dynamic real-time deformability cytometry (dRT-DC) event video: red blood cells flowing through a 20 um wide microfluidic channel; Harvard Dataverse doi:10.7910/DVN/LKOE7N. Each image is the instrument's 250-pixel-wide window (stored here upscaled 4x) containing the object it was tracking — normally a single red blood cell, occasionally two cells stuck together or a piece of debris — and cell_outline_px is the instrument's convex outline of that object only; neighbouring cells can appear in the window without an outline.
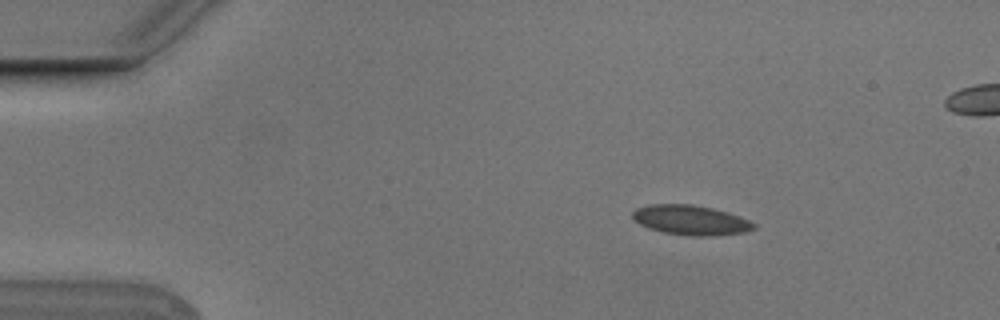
{"species": "Egyptian fruit bat (a non-hibernating species)", "species_latin": "Rousettus aegyptiacus", "temperature_condition": "cold", "stored_images_in_passage": 4, "camera_frame_rate_fps": 3000, "um_per_image_px": 0.085, "animal": {"sex": "male"}, "frame": {"image": 1, "passage_image": 1, "time_ms": 0.0, "image_size_px": [1000, 320], "cell_outline_px": [[756, 228], [744, 232], [712, 236], [688, 236], [664, 232], [648, 228], [632, 220], [632, 212], [636, 208], [648, 204], [692, 204], [712, 208], [740, 216], [756, 224]], "centroid_in_image_um": [58.68, 18.71], "position_along_channel_um": 26.3, "area_um2": 21.15}}